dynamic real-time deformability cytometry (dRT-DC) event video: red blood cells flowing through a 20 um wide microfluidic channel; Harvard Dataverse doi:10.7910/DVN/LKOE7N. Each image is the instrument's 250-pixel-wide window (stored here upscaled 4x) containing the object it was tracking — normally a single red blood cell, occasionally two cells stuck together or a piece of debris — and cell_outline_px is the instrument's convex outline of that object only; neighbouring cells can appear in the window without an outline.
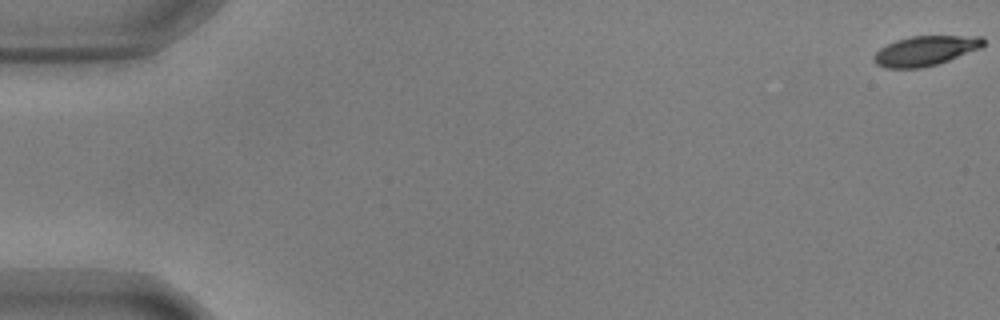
{"species": "common noctule bat (a hibernating species)", "species_latin": "Nyctalus noctula", "temperature_condition": "warm", "stored_images_in_passage": 57, "camera_frame_rate_fps": 3000, "um_per_image_px": 0.085, "animal": {"sex": "male", "body_mass_g": 17.9, "forearm_length_mm": 54.2}, "frame": {"image": 1, "passage_image": 1, "time_ms": 0.0, "image_size_px": [1000, 320], "cell_outline_px": [[984, 44], [980, 48], [948, 60], [936, 64], [920, 68], [884, 68], [876, 64], [872, 60], [872, 56], [880, 48], [896, 40], [912, 36], [984, 36]], "centroid_in_image_um": [78.62, 4.31], "position_along_channel_um": 6.4, "area_um2": 18.9}}
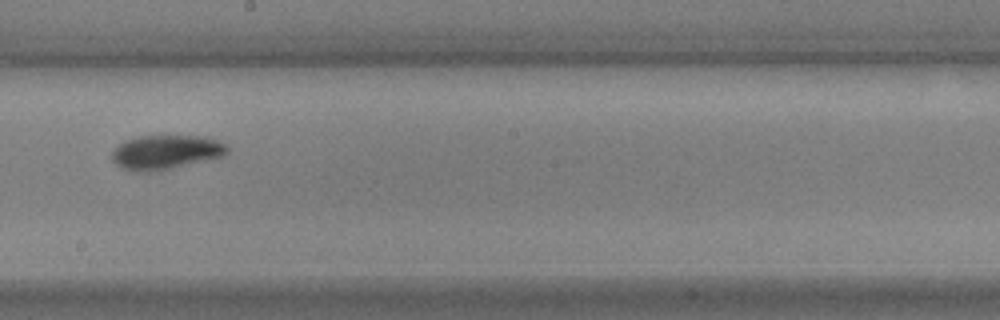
{"frame": {"image": 2, "passage_image": 33, "time_ms": 10.667, "image_size_px": [1000, 320], "cell_outline_px": [[228, 152], [224, 156], [172, 168], [148, 172], [136, 172], [120, 168], [112, 160], [112, 152], [120, 144], [128, 140], [140, 136], [204, 136], [216, 140], [224, 144], [228, 148]], "centroid_in_image_um": [14.09, 12.94], "position_along_channel_um": 234.1, "area_um2": 22.83}}
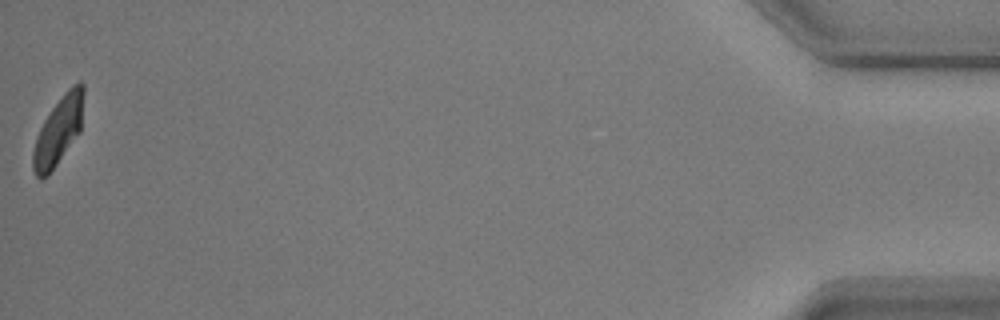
{"frame": {"image": 3, "passage_image": 57, "time_ms": 18.667, "image_size_px": [1000, 320], "cell_outline_px": [[84, 92], [80, 132], [48, 176], [40, 180], [36, 176], [32, 168], [32, 152], [36, 136], [44, 120], [52, 108], [64, 92], [72, 84], [80, 80], [84, 84]], "centroid_in_image_um": [4.96, 11.11], "position_along_channel_um": 430.2, "area_um2": 20.23}, "authors_computed_cell_mechanics": {"area_um2": 20.8658, "velocity_mm_per_s": 3.6005, "shape_relaxation_time_tau1_ms": 2.8995, "shape_relaxation_time_tau2_ms": 5.084, "deformation_change_tau1": 0.1723, "deformation_change_tau2": 0.0811}}